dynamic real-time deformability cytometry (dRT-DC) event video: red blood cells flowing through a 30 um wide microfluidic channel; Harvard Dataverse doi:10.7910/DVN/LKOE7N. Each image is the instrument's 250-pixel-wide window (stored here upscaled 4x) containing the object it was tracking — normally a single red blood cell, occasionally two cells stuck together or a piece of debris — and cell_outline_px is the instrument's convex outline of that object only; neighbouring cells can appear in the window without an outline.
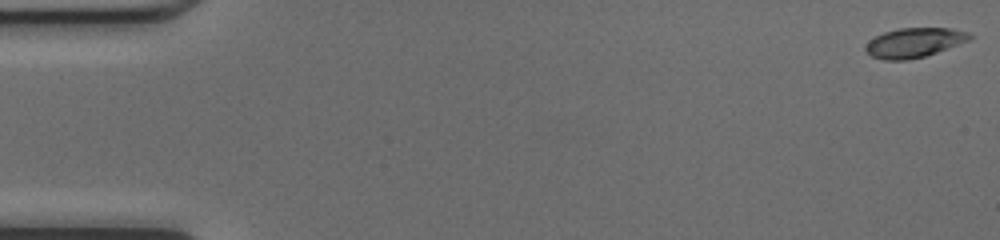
{"species": "common noctule bat (a hibernating species)", "species_latin": "Nyctalus noctula", "temperature_condition": "cold", "stored_images_in_passage": 49, "camera_frame_rate_fps": 3000, "um_per_image_px": 0.085, "animal": {"sex": "female", "body_mass_g": 17.0, "forearm_length_mm": 48.0}, "frame": {"image": 1, "passage_image": 1, "time_ms": 0.0, "image_size_px": [1000, 240], "cell_outline_px": [[972, 36], [968, 40], [936, 52], [924, 56], [908, 60], [884, 60], [872, 56], [864, 48], [868, 40], [884, 32], [900, 28], [948, 28], [968, 32]], "centroid_in_image_um": [77.66, 3.62], "position_along_channel_um": 7.3, "area_um2": 17.63}}
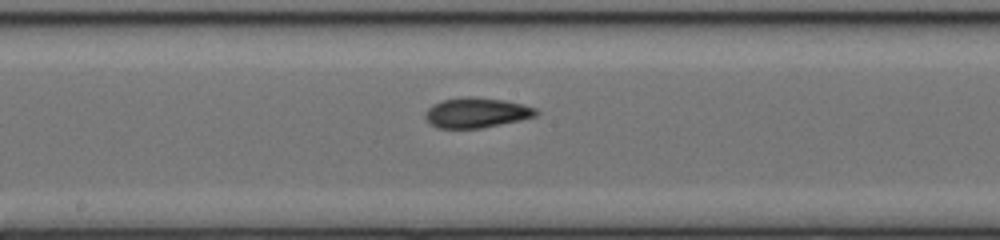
{"frame": {"image": 2, "passage_image": 26, "time_ms": 8.333, "image_size_px": [1000, 240], "cell_outline_px": [[540, 112], [536, 116], [520, 120], [480, 128], [436, 128], [424, 116], [428, 108], [432, 104], [444, 100], [468, 96], [472, 96], [504, 100], [536, 108]], "centroid_in_image_um": [40.5, 9.58], "position_along_channel_um": 207.7, "area_um2": 19.25}}
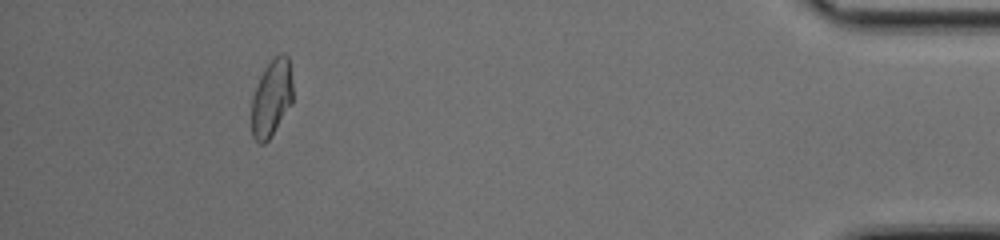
{"frame": {"image": 3, "passage_image": 45, "time_ms": 14.667, "image_size_px": [1000, 240], "cell_outline_px": [[292, 104], [268, 140], [264, 144], [260, 144], [252, 136], [252, 96], [260, 76], [264, 68], [276, 56], [284, 52], [288, 56], [292, 80]], "centroid_in_image_um": [23.08, 8.33], "position_along_channel_um": 412.1, "area_um2": 18.44}, "authors_computed_cell_mechanics": {"area_um2": 18.6694, "velocity_mm_per_s": 4.2417, "shape_relaxation_time_tau1_ms": 7.4203, "shape_relaxation_time_tau2_ms": 1.9734, "deformation_change_tau1": 0.2236, "deformation_change_tau2": 0.0785}}